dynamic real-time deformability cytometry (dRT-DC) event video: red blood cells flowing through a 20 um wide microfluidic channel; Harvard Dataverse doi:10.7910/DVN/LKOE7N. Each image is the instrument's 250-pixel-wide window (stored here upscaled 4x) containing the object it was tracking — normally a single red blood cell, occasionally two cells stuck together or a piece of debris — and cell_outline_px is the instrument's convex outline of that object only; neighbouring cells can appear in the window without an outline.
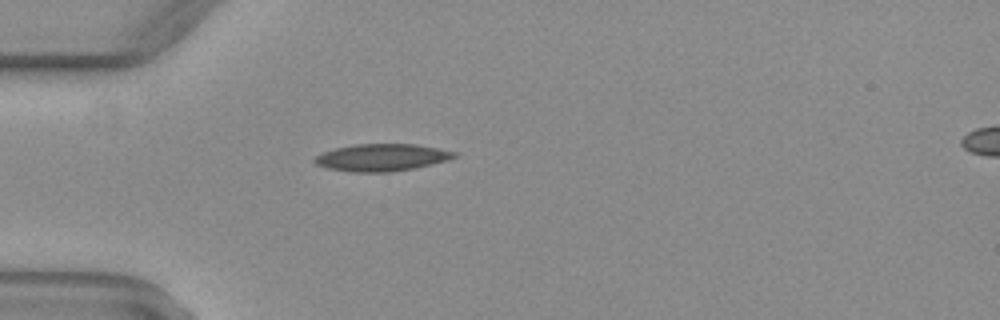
{"species": "common noctule bat (a hibernating species)", "species_latin": "Nyctalus noctula", "temperature_condition": "warm", "stored_images_in_passage": 28, "camera_frame_rate_fps": 3000, "um_per_image_px": 0.085, "animal": {"sex": "female", "body_mass_g": 29.2, "forearm_length_mm": 56.3}, "frame": {"image": 1, "passage_image": 1, "time_ms": 0.0, "image_size_px": [1000, 320], "cell_outline_px": [[456, 156], [448, 160], [412, 168], [388, 172], [352, 172], [328, 168], [316, 164], [312, 160], [316, 156], [324, 152], [336, 148], [356, 144], [416, 144], [456, 152]], "centroid_in_image_um": [32.42, 13.38], "position_along_channel_um": 52.6, "area_um2": 21.79}}